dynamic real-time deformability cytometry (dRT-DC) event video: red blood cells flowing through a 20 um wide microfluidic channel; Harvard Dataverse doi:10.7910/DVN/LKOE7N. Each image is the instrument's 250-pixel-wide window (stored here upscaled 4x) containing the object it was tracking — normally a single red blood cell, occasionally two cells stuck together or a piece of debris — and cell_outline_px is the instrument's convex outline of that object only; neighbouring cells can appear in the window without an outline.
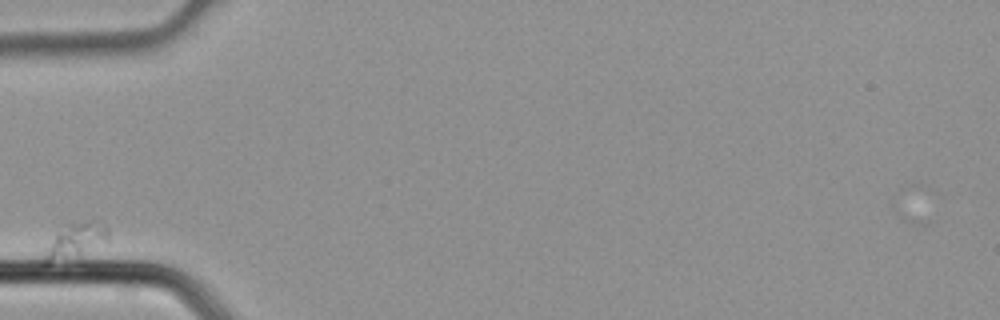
{"species": "common noctule bat (a hibernating species)", "species_latin": "Nyctalus noctula", "temperature_condition": "cold", "stored_images_in_passage": 3, "camera_frame_rate_fps": 3000, "um_per_image_px": 0.085, "animal": {"sex": "male", "body_mass_g": 21.5, "forearm_length_mm": 52.0}, "frame": {"image": 1, "passage_image": 1, "time_ms": 0.0, "image_size_px": [1000, 320], "cell_outline_px": [[108, 244], [80, 260], [48, 264], [44, 264], [40, 260], [56, 236], [68, 224], [104, 224], [108, 228]], "centroid_in_image_um": [6.48, 20.66], "position_along_channel_um": 78.5, "area_um2": 13.35}}
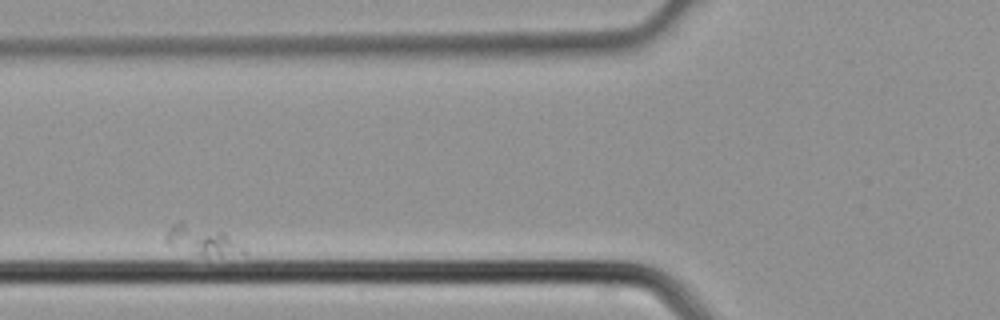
{"frame": {"image": 2, "passage_image": 2, "time_ms": 0.333, "image_size_px": [1000, 320], "cell_outline_px": [[244, 252], [220, 256], [204, 256], [168, 244], [164, 240], [164, 236], [168, 228], [172, 224], [180, 220], [224, 232], [244, 248]], "centroid_in_image_um": [17.1, 20.39], "position_along_channel_um": 108.7, "area_um2": 13.06}}
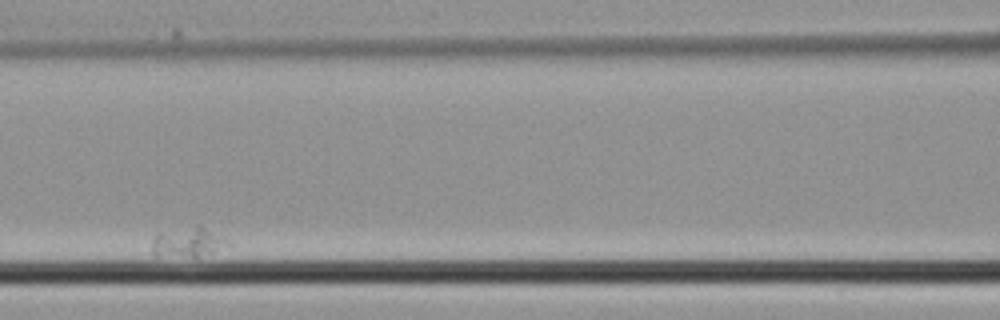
{"frame": {"image": 3, "passage_image": 3, "time_ms": 0.667, "image_size_px": [1000, 320], "cell_outline_px": [[232, 244], [212, 252], [200, 256], [156, 256], [152, 252], [152, 240], [160, 232], [200, 224], [228, 240]], "centroid_in_image_um": [15.98, 20.57], "position_along_channel_um": 150.6, "area_um2": 13.12}}